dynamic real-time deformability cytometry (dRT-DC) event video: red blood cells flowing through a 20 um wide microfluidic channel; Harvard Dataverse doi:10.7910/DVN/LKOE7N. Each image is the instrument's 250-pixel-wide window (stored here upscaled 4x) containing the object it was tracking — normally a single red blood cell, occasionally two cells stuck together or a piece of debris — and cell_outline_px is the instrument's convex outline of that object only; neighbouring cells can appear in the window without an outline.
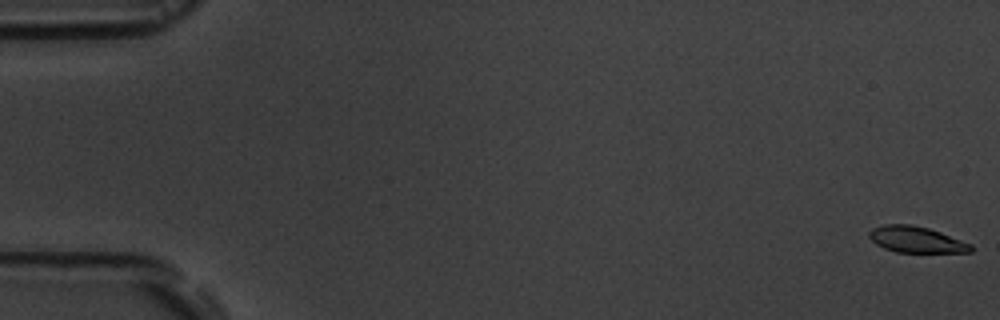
{"species": "common noctule bat (a hibernating species)", "species_latin": "Nyctalus noctula", "temperature_condition": "room temperature", "stored_images_in_passage": 5, "camera_frame_rate_fps": 3000, "um_per_image_px": 0.085, "animal": {"sex": "male", "body_mass_g": 19.5, "forearm_length_mm": 54.6}, "frame": {"image": 1, "passage_image": 1, "time_ms": 0.0, "image_size_px": [1000, 320], "cell_outline_px": [[972, 252], [896, 252], [884, 248], [876, 244], [868, 236], [868, 232], [872, 228], [884, 224], [912, 224], [928, 228], [940, 232], [972, 244]], "centroid_in_image_um": [77.86, 20.35], "position_along_channel_um": 7.1, "area_um2": 15.49}}